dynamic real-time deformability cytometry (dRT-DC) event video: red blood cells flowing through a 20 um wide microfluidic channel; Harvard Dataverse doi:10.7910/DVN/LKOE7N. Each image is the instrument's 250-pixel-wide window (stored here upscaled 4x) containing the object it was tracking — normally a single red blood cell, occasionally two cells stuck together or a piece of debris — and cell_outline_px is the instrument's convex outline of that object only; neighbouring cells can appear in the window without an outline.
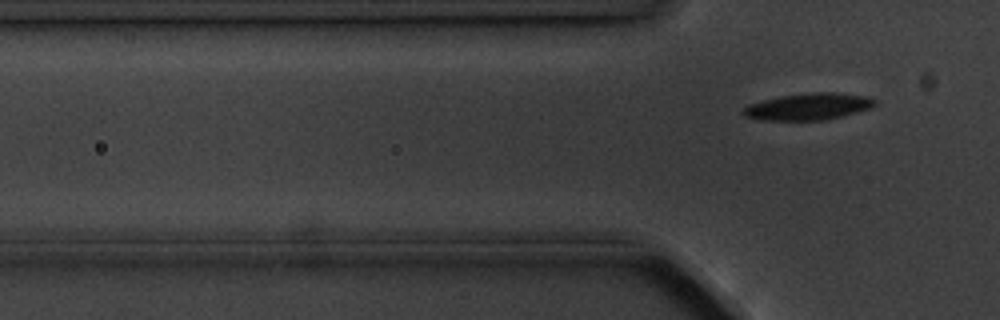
{"species": "common noctule bat (a hibernating species)", "species_latin": "Nyctalus noctula", "temperature_condition": "cold", "stored_images_in_passage": 3, "camera_frame_rate_fps": 3000, "um_per_image_px": 0.085, "animal": {"sex": "male", "body_mass_g": 20.1, "forearm_length_mm": 53.5}, "frame": {"image": 1, "passage_image": 3, "time_ms": 2.333, "image_size_px": [1000, 320], "cell_outline_px": [[876, 104], [872, 108], [844, 116], [828, 120], [760, 120], [744, 116], [740, 112], [748, 104], [780, 96], [812, 92], [832, 92], [864, 96], [876, 100]], "centroid_in_image_um": [68.71, 9.07], "position_along_channel_um": 57.1, "area_um2": 20.63}}